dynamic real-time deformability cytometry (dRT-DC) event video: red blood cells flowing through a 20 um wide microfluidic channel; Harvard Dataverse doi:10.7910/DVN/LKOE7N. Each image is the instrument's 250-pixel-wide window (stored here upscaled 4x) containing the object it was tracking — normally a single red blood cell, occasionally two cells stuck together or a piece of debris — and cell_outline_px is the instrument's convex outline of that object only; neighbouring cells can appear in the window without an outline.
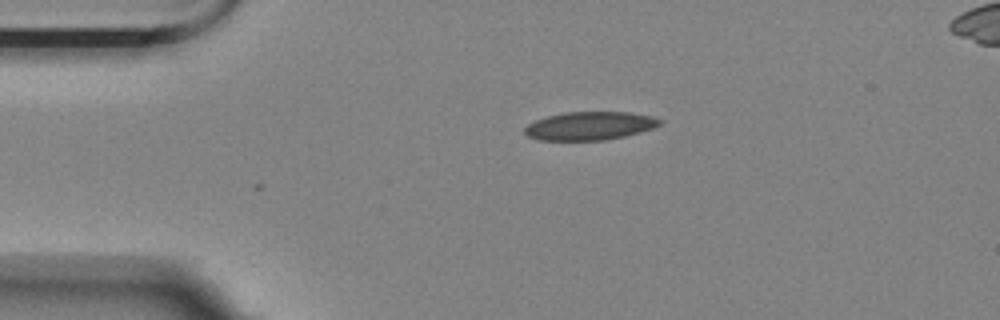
{"species": "Egyptian fruit bat (a non-hibernating species)", "species_latin": "Rousettus aegyptiacus", "temperature_condition": "room temperature", "stored_images_in_passage": 35, "camera_frame_rate_fps": 3000, "um_per_image_px": 0.085, "animal": {"sex": "female"}, "frame": {"image": 1, "passage_image": 1, "time_ms": 0.0, "image_size_px": [1000, 320], "cell_outline_px": [[664, 120], [660, 124], [652, 128], [640, 132], [624, 136], [604, 140], [540, 140], [528, 136], [524, 132], [524, 128], [528, 124], [536, 120], [548, 116], [564, 112], [628, 112], [652, 116]], "centroid_in_image_um": [50.13, 10.69], "position_along_channel_um": 34.9, "area_um2": 22.2}}
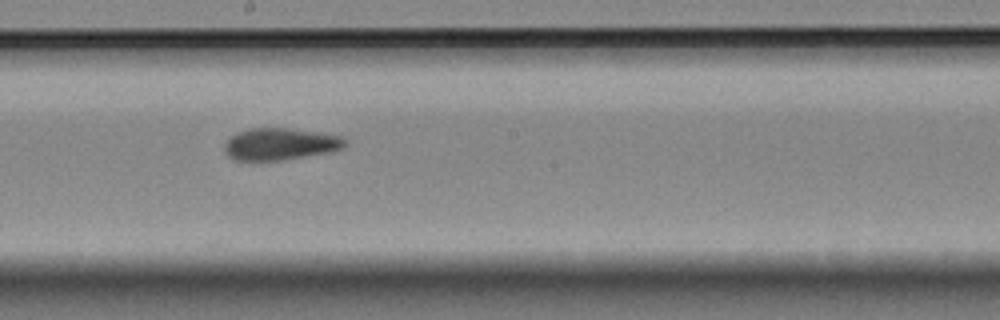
{"frame": {"image": 2, "passage_image": 20, "time_ms": 6.333, "image_size_px": [1000, 320], "cell_outline_px": [[348, 144], [344, 148], [328, 152], [284, 160], [232, 160], [228, 156], [224, 148], [224, 144], [236, 132], [252, 128], [284, 128], [316, 132], [344, 136], [348, 140]], "centroid_in_image_um": [23.85, 12.24], "position_along_channel_um": 224.4, "area_um2": 22.48}}
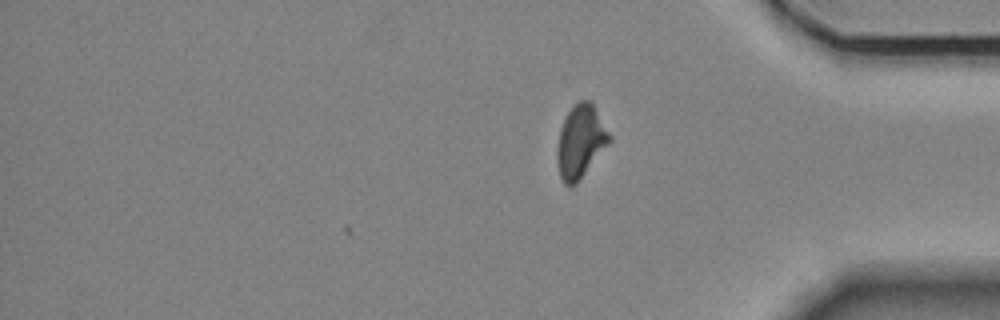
{"frame": {"image": 3, "passage_image": 35, "time_ms": 11.333, "image_size_px": [1000, 320], "cell_outline_px": [[612, 140], [580, 180], [576, 184], [568, 188], [564, 184], [560, 176], [556, 156], [556, 152], [560, 128], [568, 112], [580, 100], [592, 100], [612, 136]], "centroid_in_image_um": [49.37, 12.04], "position_along_channel_um": 385.8, "area_um2": 22.48}, "authors_computed_cell_mechanics": {"area_um2": 22.542, "velocity_mm_per_s": 3.522, "shape_relaxation_time_tau1_ms": null, "shape_relaxation_time_tau2_ms": 2.8683, "deformation_change_tau1": null, "deformation_change_tau2": 0.0715}}